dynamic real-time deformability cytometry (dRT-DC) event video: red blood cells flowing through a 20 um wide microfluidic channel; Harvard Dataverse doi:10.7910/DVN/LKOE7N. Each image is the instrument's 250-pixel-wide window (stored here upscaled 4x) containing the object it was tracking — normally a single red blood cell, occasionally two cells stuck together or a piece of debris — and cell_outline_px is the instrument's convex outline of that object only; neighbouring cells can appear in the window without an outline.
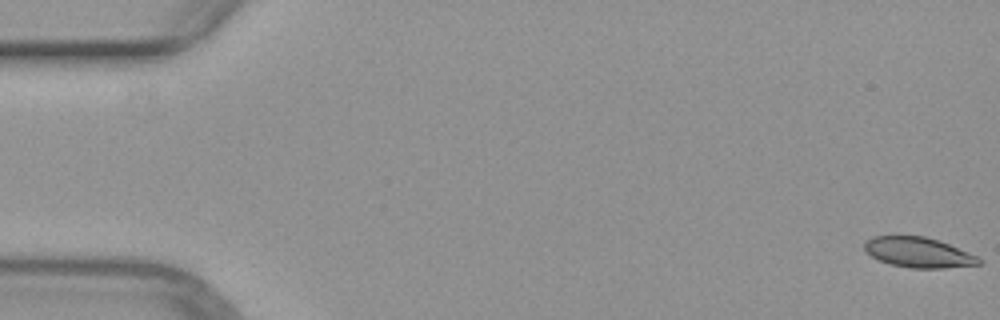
{"species": "common noctule bat (a hibernating species)", "species_latin": "Nyctalus noctula", "temperature_condition": "warm", "stored_images_in_passage": 20, "camera_frame_rate_fps": 3000, "um_per_image_px": 0.085, "animal": {"sex": "female", "body_mass_g": 29.2, "forearm_length_mm": 56.3}, "frame": {"image": 1, "passage_image": 1, "time_ms": 0.0, "image_size_px": [1000, 320], "cell_outline_px": [[984, 260], [980, 264], [944, 268], [912, 268], [892, 264], [880, 260], [864, 252], [864, 240], [872, 236], [896, 232], [924, 236], [940, 240], [968, 252]], "centroid_in_image_um": [77.99, 21.39], "position_along_channel_um": 7.0, "area_um2": 20.92}}
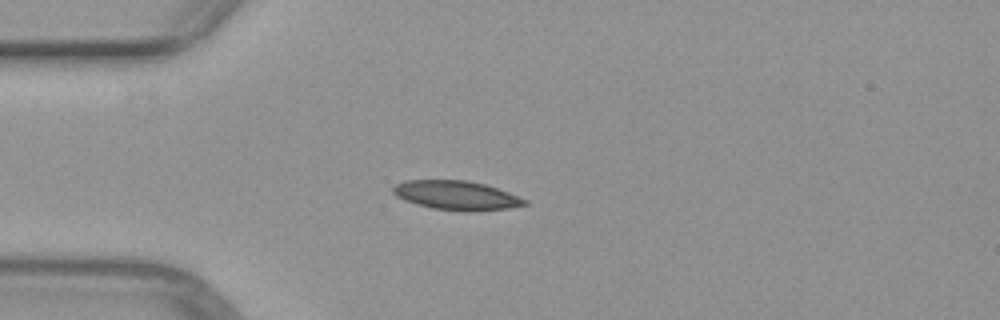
{"frame": {"image": 2, "passage_image": 14, "time_ms": 4.333, "image_size_px": [1000, 320], "cell_outline_px": [[528, 204], [508, 208], [468, 212], [464, 212], [432, 208], [416, 204], [404, 200], [396, 196], [392, 192], [392, 188], [396, 184], [404, 180], [468, 180], [484, 184], [508, 192], [528, 200]], "centroid_in_image_um": [38.78, 16.61], "position_along_channel_um": 46.2, "area_um2": 22.43}}
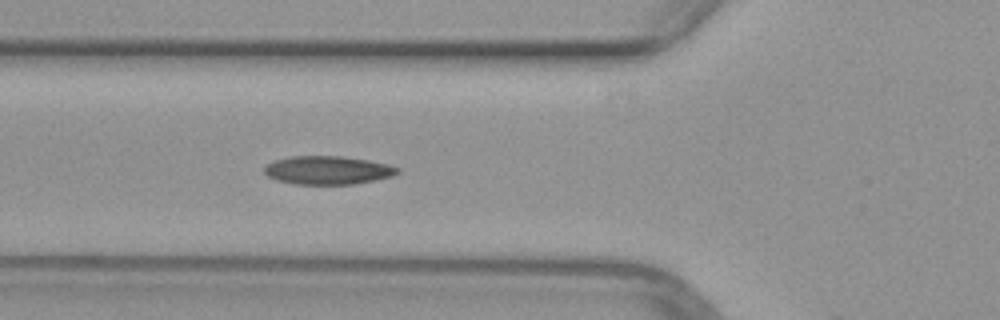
{"frame": {"image": 3, "passage_image": 19, "time_ms": 6.0, "image_size_px": [1000, 320], "cell_outline_px": [[400, 172], [392, 176], [376, 180], [352, 184], [292, 184], [276, 180], [268, 176], [264, 172], [264, 168], [272, 160], [292, 156], [340, 156], [368, 160], [388, 164], [400, 168]], "centroid_in_image_um": [27.86, 14.47], "position_along_channel_um": 97.9, "area_um2": 22.14}}